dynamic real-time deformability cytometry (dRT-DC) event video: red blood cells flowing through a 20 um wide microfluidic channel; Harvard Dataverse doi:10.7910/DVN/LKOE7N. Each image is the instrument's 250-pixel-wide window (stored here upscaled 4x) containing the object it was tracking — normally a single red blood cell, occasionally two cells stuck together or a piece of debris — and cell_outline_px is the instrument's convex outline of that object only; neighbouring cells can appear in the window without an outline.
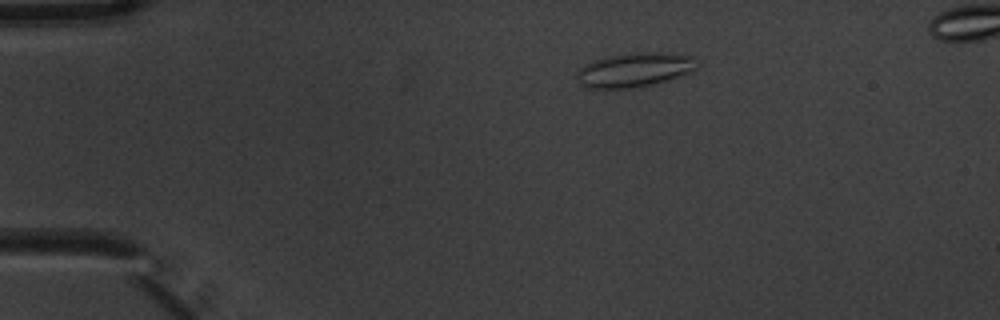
{"species": "common noctule bat (a hibernating species)", "species_latin": "Nyctalus noctula", "temperature_condition": "warm", "stored_images_in_passage": 5, "camera_frame_rate_fps": 3000, "um_per_image_px": 0.085, "animal": {"sex": "male", "body_mass_g": 20.1, "forearm_length_mm": 53.5}, "frame": {"image": 1, "passage_image": 3, "time_ms": 0.667, "image_size_px": [1000, 320], "cell_outline_px": [[696, 68], [692, 72], [652, 84], [632, 88], [584, 88], [580, 84], [576, 76], [580, 68], [604, 56], [636, 52], [656, 52], [692, 56]], "centroid_in_image_um": [53.89, 5.94], "position_along_channel_um": 31.1, "area_um2": 23.64}}
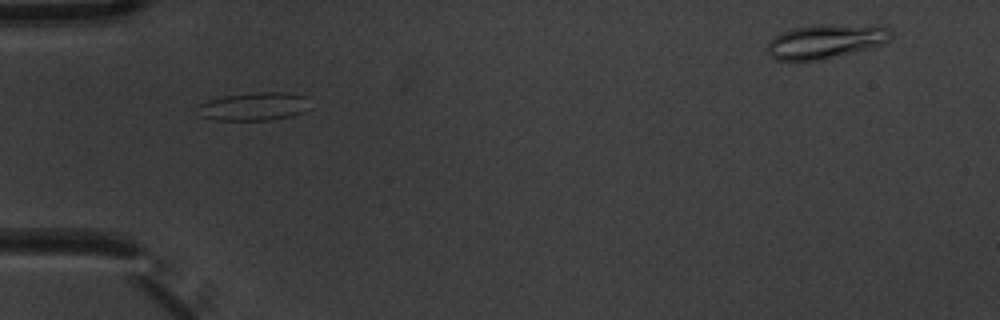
{"frame": {"image": 2, "passage_image": 5, "time_ms": 1.333, "image_size_px": [1000, 320], "cell_outline_px": [[312, 108], [304, 112], [292, 116], [272, 120], [216, 120], [200, 116], [200, 104], [224, 96], [252, 92], [288, 92], [308, 96]], "centroid_in_image_um": [21.74, 9.04], "position_along_channel_um": 63.3, "area_um2": 18.67}}